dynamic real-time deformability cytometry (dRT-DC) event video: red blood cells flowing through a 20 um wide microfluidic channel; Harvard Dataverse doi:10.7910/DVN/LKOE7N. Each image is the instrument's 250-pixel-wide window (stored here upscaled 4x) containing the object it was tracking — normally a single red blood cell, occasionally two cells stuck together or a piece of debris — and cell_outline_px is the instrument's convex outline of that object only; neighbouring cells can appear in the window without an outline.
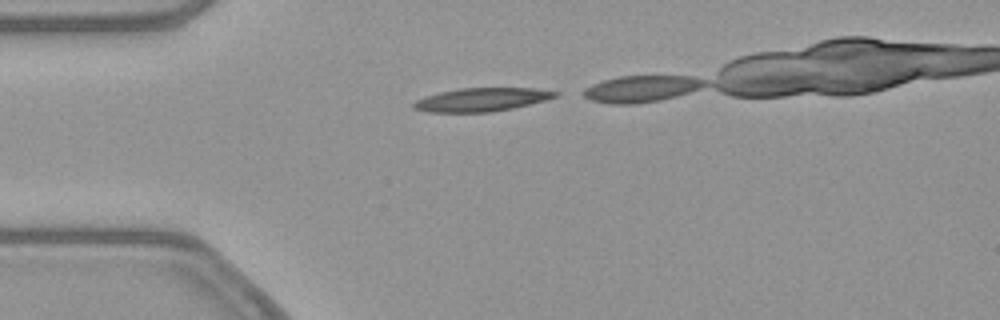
{"species": "common noctule bat (a hibernating species)", "species_latin": "Nyctalus noctula", "temperature_condition": "warm", "stored_images_in_passage": 14, "camera_frame_rate_fps": 3000, "um_per_image_px": 0.085, "animal": {"sex": "female", "body_mass_g": 21.9}, "frame": {"image": 1, "passage_image": 1, "time_ms": 0.0, "image_size_px": [1000, 320], "cell_outline_px": [[560, 96], [512, 108], [492, 112], [428, 112], [412, 108], [412, 104], [416, 100], [440, 92], [460, 88], [536, 88], [560, 92]], "centroid_in_image_um": [40.96, 8.46], "position_along_channel_um": 44.0, "area_um2": 19.25}}
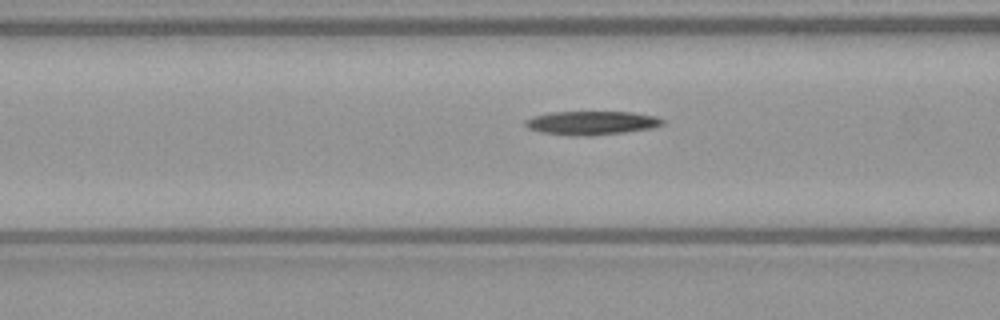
{"frame": {"image": 2, "passage_image": 8, "time_ms": 2.333, "image_size_px": [1000, 320], "cell_outline_px": [[664, 124], [652, 128], [624, 132], [592, 136], [572, 136], [540, 132], [528, 128], [524, 124], [524, 120], [532, 116], [548, 112], [632, 112], [656, 116], [664, 120]], "centroid_in_image_um": [50.25, 10.45], "position_along_channel_um": 116.4, "area_um2": 19.19}}
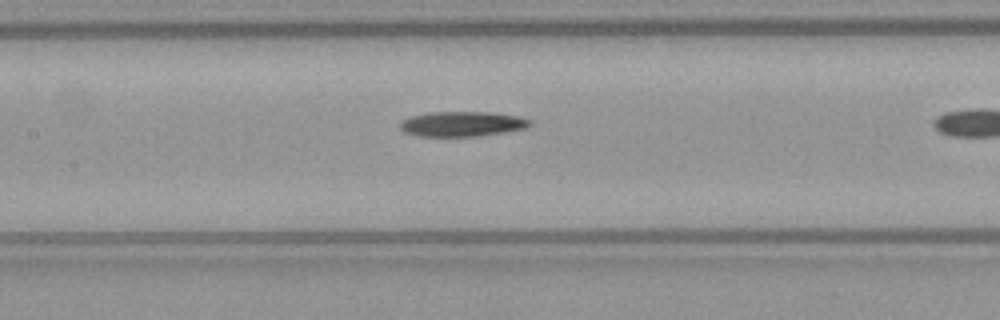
{"frame": {"image": 3, "passage_image": 12, "time_ms": 3.667, "image_size_px": [1000, 320], "cell_outline_px": [[532, 124], [528, 128], [480, 136], [420, 136], [404, 132], [400, 128], [400, 124], [404, 120], [412, 116], [428, 112], [488, 112], [516, 116], [532, 120]], "centroid_in_image_um": [39.32, 10.54], "position_along_channel_um": 168.1, "area_um2": 18.84}}